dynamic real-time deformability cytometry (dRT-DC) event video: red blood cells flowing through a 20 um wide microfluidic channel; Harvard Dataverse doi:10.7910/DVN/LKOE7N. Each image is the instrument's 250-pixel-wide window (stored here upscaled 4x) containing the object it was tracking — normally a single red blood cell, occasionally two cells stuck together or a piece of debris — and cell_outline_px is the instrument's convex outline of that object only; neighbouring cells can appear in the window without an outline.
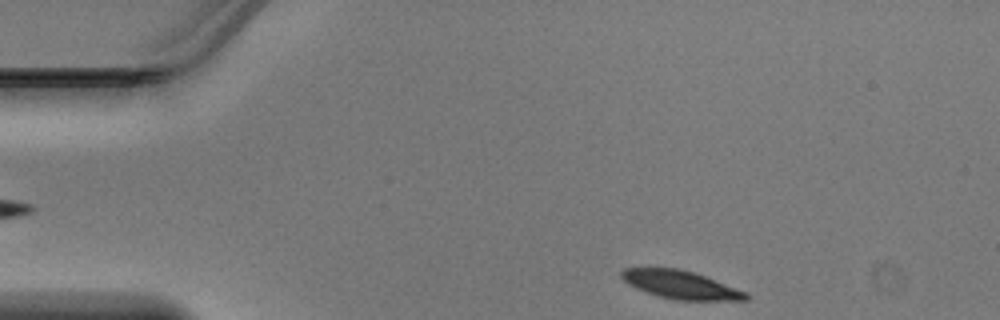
{"species": "Egyptian fruit bat (a non-hibernating species)", "species_latin": "Rousettus aegyptiacus", "temperature_condition": "warm", "stored_images_in_passage": 35, "camera_frame_rate_fps": 3000, "um_per_image_px": 0.085, "animal": {"sex": "male"}, "frame": {"image": 1, "passage_image": 1, "time_ms": 0.0, "image_size_px": [1000, 320], "cell_outline_px": [[748, 300], [676, 300], [660, 296], [636, 288], [628, 284], [620, 276], [620, 272], [624, 268], [680, 268], [696, 272], [748, 292]], "centroid_in_image_um": [57.88, 24.19], "position_along_channel_um": 27.1, "area_um2": 20.46}}
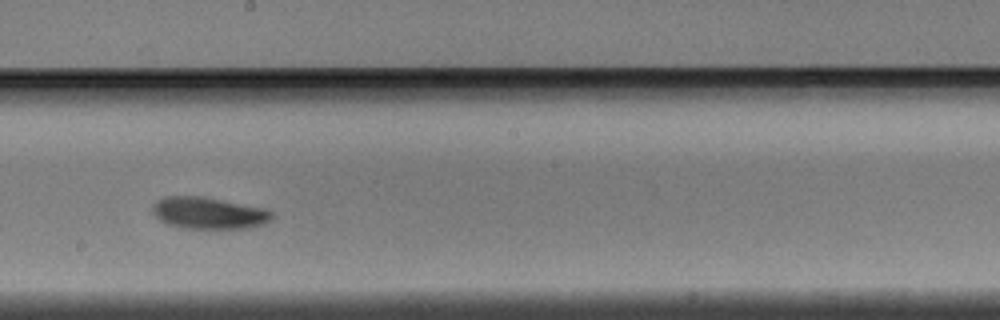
{"frame": {"image": 2, "passage_image": 20, "time_ms": 6.333, "image_size_px": [1000, 320], "cell_outline_px": [[276, 216], [272, 220], [264, 224], [248, 228], [180, 228], [168, 224], [160, 220], [152, 212], [152, 204], [156, 200], [164, 196], [204, 196], [268, 208], [276, 212]], "centroid_in_image_um": [17.81, 18.09], "position_along_channel_um": 230.4, "area_um2": 22.72}}
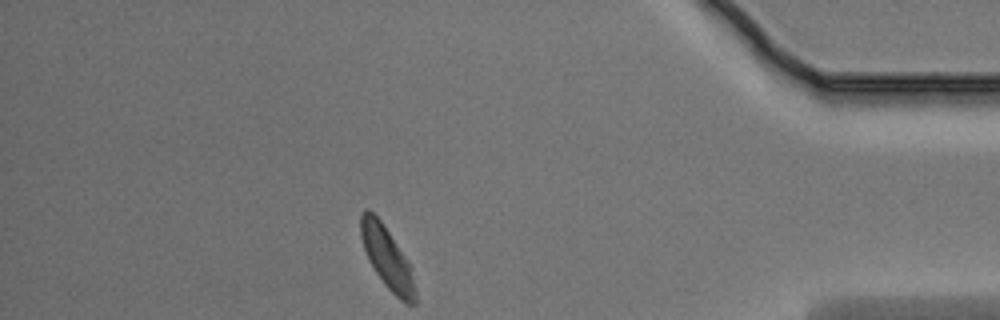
{"frame": {"image": 3, "passage_image": 35, "time_ms": 11.333, "image_size_px": [1000, 320], "cell_outline_px": [[416, 304], [404, 304], [384, 284], [368, 260], [360, 236], [360, 216], [364, 208], [368, 208], [380, 220], [408, 260], [412, 268], [416, 292]], "centroid_in_image_um": [32.91, 21.93], "position_along_channel_um": 402.3, "area_um2": 19.65}}